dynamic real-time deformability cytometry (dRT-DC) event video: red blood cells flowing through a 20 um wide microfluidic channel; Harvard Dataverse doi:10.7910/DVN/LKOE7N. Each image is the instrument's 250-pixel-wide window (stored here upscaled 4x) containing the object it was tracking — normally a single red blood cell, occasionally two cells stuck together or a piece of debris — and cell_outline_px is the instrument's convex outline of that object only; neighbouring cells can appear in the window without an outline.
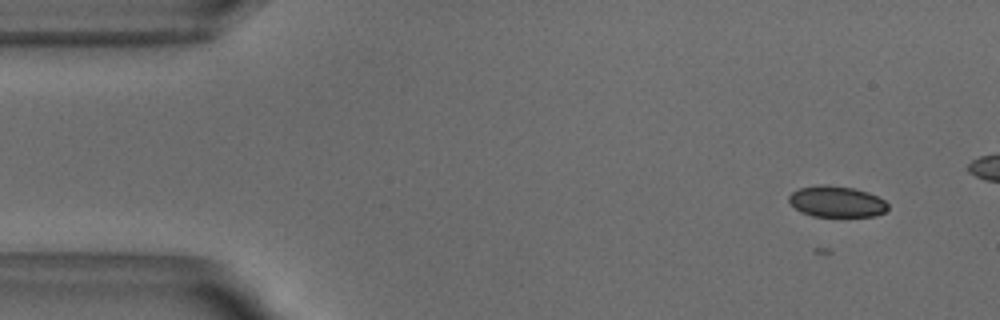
{"species": "common noctule bat (a hibernating species)", "species_latin": "Nyctalus noctula", "temperature_condition": "warm", "stored_images_in_passage": 17, "camera_frame_rate_fps": 3000, "um_per_image_px": 0.085, "animal": {"sex": "male", "body_mass_g": 18.8}, "frame": {"image": 1, "passage_image": 6, "time_ms": 1.667, "image_size_px": [1000, 320], "cell_outline_px": [[888, 208], [884, 212], [876, 216], [812, 216], [800, 212], [788, 200], [788, 196], [792, 192], [800, 188], [820, 184], [828, 184], [852, 188], [868, 192], [884, 200], [888, 204]], "centroid_in_image_um": [71.1, 17.13], "position_along_channel_um": 13.9, "area_um2": 17.92}}